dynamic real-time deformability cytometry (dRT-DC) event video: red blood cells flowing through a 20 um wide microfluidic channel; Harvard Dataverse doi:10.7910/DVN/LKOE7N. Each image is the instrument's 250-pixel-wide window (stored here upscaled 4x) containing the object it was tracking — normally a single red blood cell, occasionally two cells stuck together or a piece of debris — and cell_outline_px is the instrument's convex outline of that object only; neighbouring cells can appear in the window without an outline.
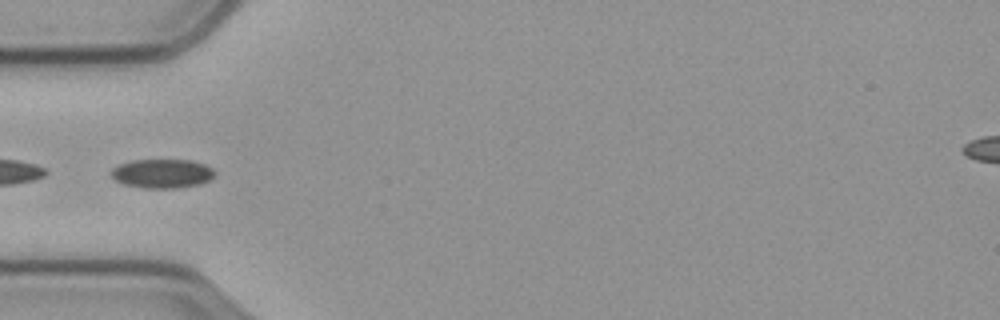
{"species": "common noctule bat (a hibernating species)", "species_latin": "Nyctalus noctula", "temperature_condition": "cold", "stored_images_in_passage": 10, "camera_frame_rate_fps": 3000, "um_per_image_px": 0.085, "animal": {"sex": "male", "body_mass_g": 23.1, "forearm_length_mm": 52.7}, "frame": {"image": 1, "passage_image": 1, "time_ms": 0.0, "image_size_px": [1000, 320], "cell_outline_px": [[216, 172], [208, 180], [200, 184], [176, 188], [144, 188], [124, 184], [116, 180], [112, 176], [112, 168], [120, 164], [132, 160], [192, 160], [204, 164], [212, 168]], "centroid_in_image_um": [13.79, 14.75], "position_along_channel_um": 71.2, "area_um2": 17.4}}
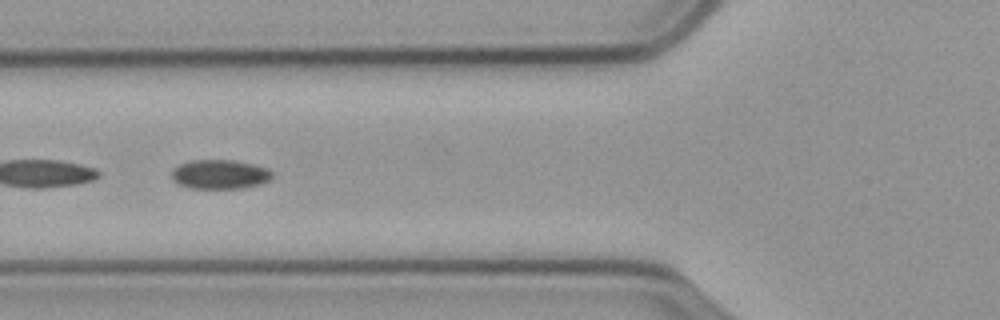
{"frame": {"image": 2, "passage_image": 4, "time_ms": 1.0, "image_size_px": [1000, 320], "cell_outline_px": [[272, 176], [268, 180], [260, 184], [244, 188], [192, 188], [180, 184], [172, 180], [172, 168], [180, 164], [192, 160], [232, 160], [252, 164], [268, 168], [272, 172]], "centroid_in_image_um": [18.68, 14.81], "position_along_channel_um": 107.1, "area_um2": 17.05}}